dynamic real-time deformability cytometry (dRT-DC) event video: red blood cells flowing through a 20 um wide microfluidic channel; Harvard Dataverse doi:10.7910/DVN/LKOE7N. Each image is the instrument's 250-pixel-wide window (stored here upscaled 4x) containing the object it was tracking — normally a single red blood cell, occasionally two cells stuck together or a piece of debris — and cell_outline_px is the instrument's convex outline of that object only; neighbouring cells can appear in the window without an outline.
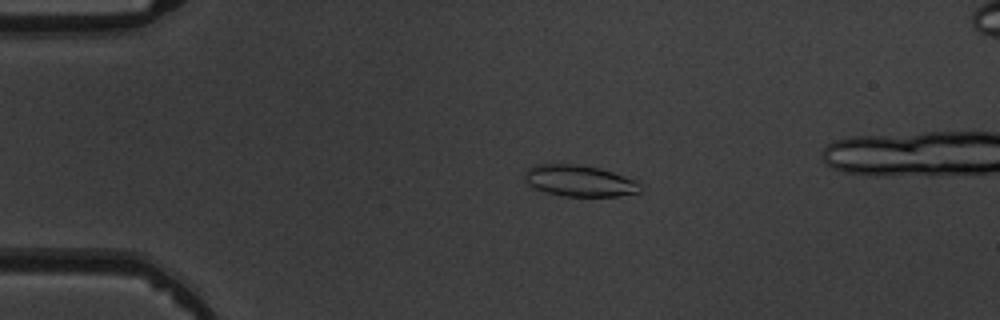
{"species": "common noctule bat (a hibernating species)", "species_latin": "Nyctalus noctula", "temperature_condition": "warm", "stored_images_in_passage": 4, "camera_frame_rate_fps": 3000, "um_per_image_px": 0.085, "animal": {"sex": "male", "body_mass_g": 19.5, "forearm_length_mm": 54.6}, "frame": {"image": 1, "passage_image": 2, "time_ms": 1.333, "image_size_px": [1000, 320], "cell_outline_px": [[640, 192], [616, 196], [560, 196], [544, 192], [528, 184], [524, 180], [524, 172], [528, 168], [540, 164], [576, 164], [600, 168], [636, 180], [640, 184]], "centroid_in_image_um": [49.23, 15.37], "position_along_channel_um": 35.8, "area_um2": 21.1}}